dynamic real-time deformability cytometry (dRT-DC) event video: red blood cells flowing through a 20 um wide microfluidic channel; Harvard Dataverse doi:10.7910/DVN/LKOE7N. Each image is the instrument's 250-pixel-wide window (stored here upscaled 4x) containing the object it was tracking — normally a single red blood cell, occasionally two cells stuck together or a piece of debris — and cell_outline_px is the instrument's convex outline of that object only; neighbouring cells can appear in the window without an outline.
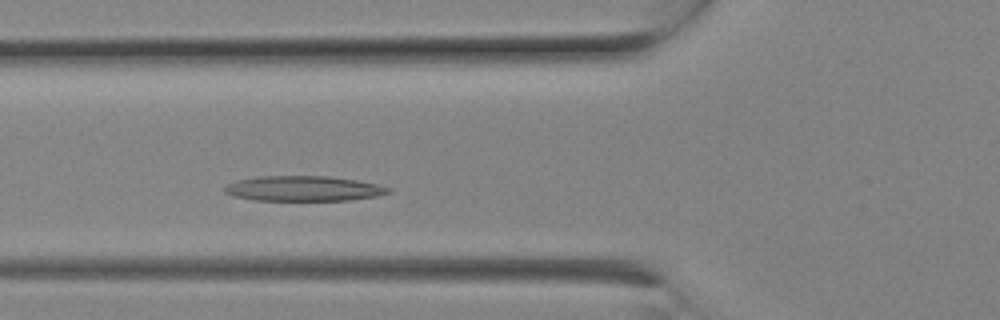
{"species": "Egyptian fruit bat (a non-hibernating species)", "species_latin": "Rousettus aegyptiacus", "temperature_condition": "room temperature", "stored_images_in_passage": 4, "camera_frame_rate_fps": 3000, "um_per_image_px": 0.085, "animal": {"sex": "female"}, "frame": {"image": 1, "passage_image": 4, "time_ms": 1.0, "image_size_px": [1000, 320], "cell_outline_px": [[392, 192], [376, 196], [348, 200], [252, 200], [232, 196], [224, 192], [224, 188], [228, 184], [236, 180], [260, 176], [328, 176], [356, 180], [376, 184], [392, 188]], "centroid_in_image_um": [25.78, 16.02], "position_along_channel_um": 100.0, "area_um2": 23.99}}